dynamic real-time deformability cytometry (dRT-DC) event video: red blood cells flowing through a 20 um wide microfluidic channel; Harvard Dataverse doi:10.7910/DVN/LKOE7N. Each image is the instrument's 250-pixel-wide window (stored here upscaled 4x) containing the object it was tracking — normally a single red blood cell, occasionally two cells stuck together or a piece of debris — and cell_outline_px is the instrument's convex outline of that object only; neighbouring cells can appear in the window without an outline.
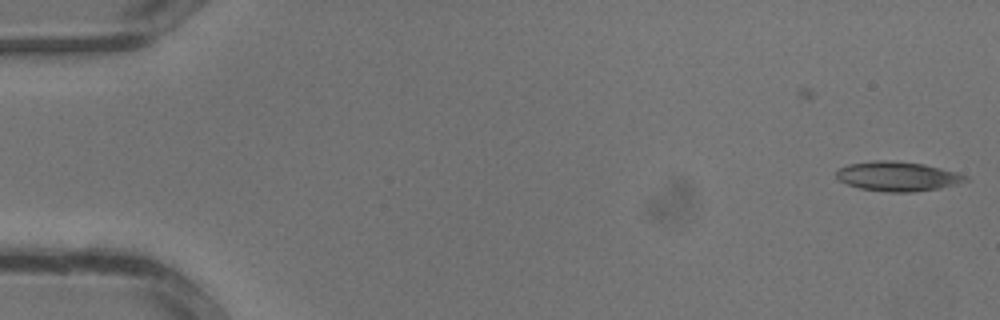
{"species": "common noctule bat (a hibernating species)", "species_latin": "Nyctalus noctula", "temperature_condition": "warm", "stored_images_in_passage": 4, "camera_frame_rate_fps": 3000, "um_per_image_px": 0.085, "animal": {"sex": "male", "body_mass_g": 13.3}, "frame": {"image": 1, "passage_image": 4, "time_ms": 1.0, "image_size_px": [1000, 320], "cell_outline_px": [[972, 180], [940, 188], [912, 192], [888, 192], [860, 188], [848, 184], [840, 180], [836, 176], [836, 172], [840, 168], [848, 164], [872, 160], [888, 160], [924, 164], [956, 172], [968, 176]], "centroid_in_image_um": [76.33, 14.98], "position_along_channel_um": 8.7, "area_um2": 22.2}}